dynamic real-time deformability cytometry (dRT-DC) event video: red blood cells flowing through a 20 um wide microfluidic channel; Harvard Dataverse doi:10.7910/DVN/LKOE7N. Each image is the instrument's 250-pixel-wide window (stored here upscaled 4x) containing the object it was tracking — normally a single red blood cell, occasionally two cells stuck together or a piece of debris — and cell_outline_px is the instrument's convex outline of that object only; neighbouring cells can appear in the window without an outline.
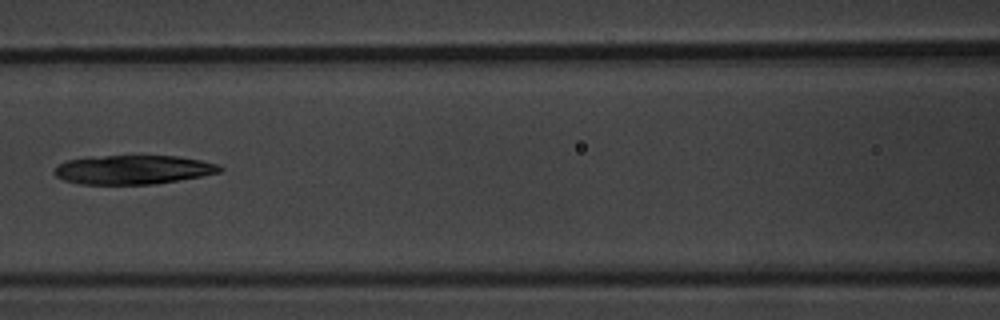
{"species": "common noctule bat (a hibernating species)", "species_latin": "Nyctalus noctula", "temperature_condition": "warm", "stored_images_in_passage": 8, "camera_frame_rate_fps": 3000, "um_per_image_px": 0.085, "animal": {"sex": "male", "body_mass_g": 20.1, "forearm_length_mm": 53.5}, "frame": {"image": 1, "passage_image": 7, "time_ms": 7.0, "image_size_px": [1000, 320], "cell_outline_px": [[224, 168], [220, 172], [200, 176], [156, 184], [80, 184], [64, 180], [56, 176], [52, 172], [60, 164], [68, 160], [88, 156], [176, 156], [200, 160], [216, 164]], "centroid_in_image_um": [11.28, 14.42], "position_along_channel_um": 155.3, "area_um2": 27.86}}
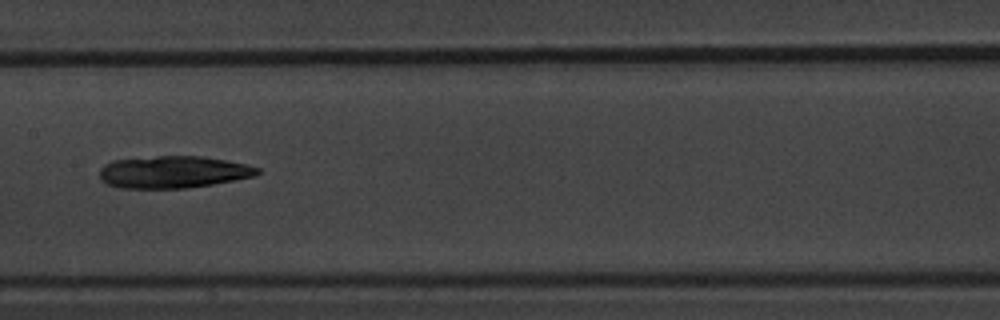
{"frame": {"image": 2, "passage_image": 8, "time_ms": 8.0, "image_size_px": [1000, 320], "cell_outline_px": [[260, 172], [256, 176], [212, 184], [188, 188], [120, 188], [108, 184], [100, 180], [100, 168], [104, 164], [112, 160], [156, 156], [204, 156], [228, 160], [248, 164], [260, 168]], "centroid_in_image_um": [14.74, 14.61], "position_along_channel_um": 192.7, "area_um2": 29.82}}